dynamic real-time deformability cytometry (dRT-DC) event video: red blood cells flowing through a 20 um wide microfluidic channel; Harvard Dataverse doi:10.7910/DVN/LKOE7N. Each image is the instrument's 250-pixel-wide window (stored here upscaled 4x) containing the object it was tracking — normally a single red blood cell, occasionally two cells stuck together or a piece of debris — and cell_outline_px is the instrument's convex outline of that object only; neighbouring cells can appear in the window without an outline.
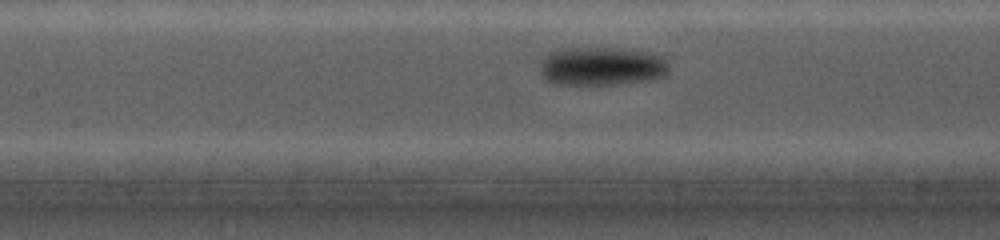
{"species": "common noctule bat (a hibernating species)", "species_latin": "Nyctalus noctula", "temperature_condition": "cold", "stored_images_in_passage": 14, "camera_frame_rate_fps": 5000, "um_per_image_px": 0.085, "animal": {"sex": "female", "body_mass_g": 19.0, "forearm_length_mm": 56.7}, "frame": {"image": 1, "passage_image": 11, "time_ms": 3.0, "image_size_px": [1000, 240], "cell_outline_px": [[668, 72], [664, 76], [648, 80], [616, 84], [556, 84], [548, 80], [540, 72], [540, 60], [548, 52], [572, 48], [612, 48], [648, 52], [660, 56], [668, 64]], "centroid_in_image_um": [51.11, 5.63], "position_along_channel_um": 156.3, "area_um2": 28.73}}